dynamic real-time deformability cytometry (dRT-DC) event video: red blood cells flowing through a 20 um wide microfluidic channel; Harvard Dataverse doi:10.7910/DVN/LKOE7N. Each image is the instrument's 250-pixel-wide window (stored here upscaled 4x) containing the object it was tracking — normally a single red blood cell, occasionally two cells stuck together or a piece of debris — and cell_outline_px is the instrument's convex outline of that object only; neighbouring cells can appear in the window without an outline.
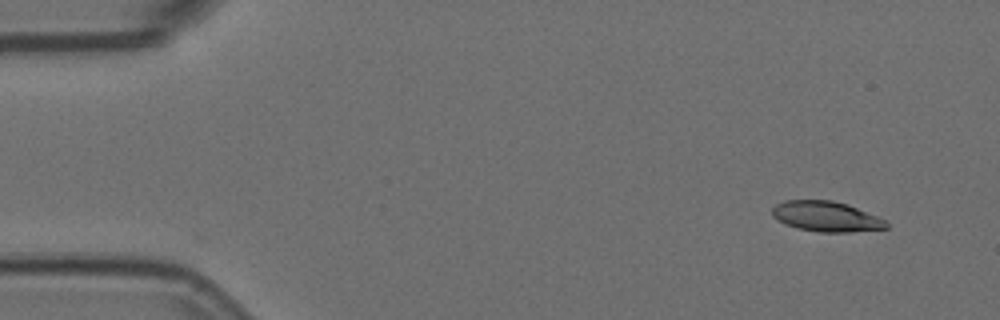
{"species": "Egyptian fruit bat (a non-hibernating species)", "species_latin": "Rousettus aegyptiacus", "temperature_condition": "room temperature", "stored_images_in_passage": 4, "camera_frame_rate_fps": 3000, "um_per_image_px": 0.085, "animal": {"sex": "female"}, "frame": {"image": 1, "passage_image": 1, "time_ms": 0.0, "image_size_px": [1000, 320], "cell_outline_px": [[888, 228], [848, 232], [820, 232], [796, 228], [784, 224], [776, 220], [772, 216], [772, 208], [776, 204], [784, 200], [832, 200], [848, 204], [876, 216], [884, 220], [888, 224]], "centroid_in_image_um": [70.17, 18.4], "position_along_channel_um": 14.8, "area_um2": 20.17}}